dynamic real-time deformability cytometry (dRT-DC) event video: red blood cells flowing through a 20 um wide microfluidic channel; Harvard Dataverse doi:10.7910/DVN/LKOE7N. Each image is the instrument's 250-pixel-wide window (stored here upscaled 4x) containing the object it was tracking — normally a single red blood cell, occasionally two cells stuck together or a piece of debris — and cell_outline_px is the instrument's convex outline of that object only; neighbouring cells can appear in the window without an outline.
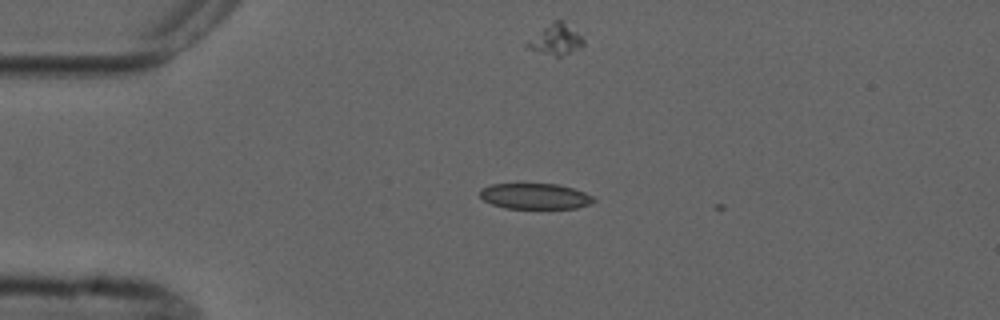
{"species": "common noctule bat (a hibernating species)", "species_latin": "Nyctalus noctula", "temperature_condition": "cold", "stored_images_in_passage": 3, "camera_frame_rate_fps": 3000, "um_per_image_px": 0.085, "animal": {"sex": "male", "forearm_length_mm": 52.5}, "frame": {"image": 1, "passage_image": 1, "time_ms": 0.0, "image_size_px": [1000, 320], "cell_outline_px": [[596, 200], [592, 204], [576, 208], [504, 208], [492, 204], [484, 200], [480, 196], [480, 188], [492, 184], [560, 184], [584, 192], [592, 196]], "centroid_in_image_um": [45.49, 16.68], "position_along_channel_um": 39.5, "area_um2": 17.05}}